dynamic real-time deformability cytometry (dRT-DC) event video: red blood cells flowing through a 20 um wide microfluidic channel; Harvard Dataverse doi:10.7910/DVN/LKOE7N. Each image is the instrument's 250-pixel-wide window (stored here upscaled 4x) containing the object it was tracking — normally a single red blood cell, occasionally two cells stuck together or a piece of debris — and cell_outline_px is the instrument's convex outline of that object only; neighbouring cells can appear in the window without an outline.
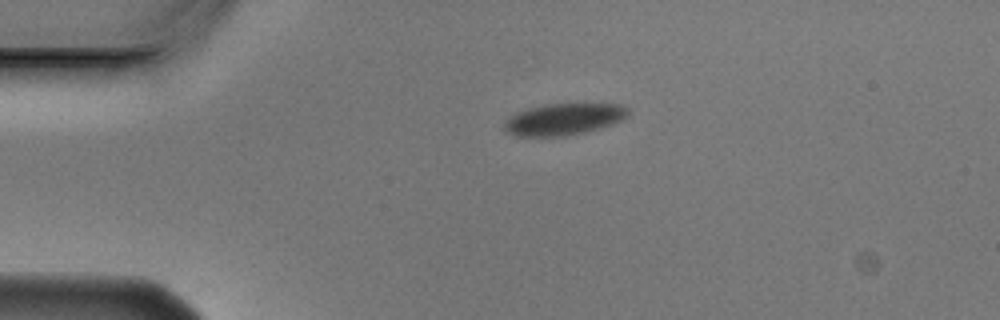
{"species": "Egyptian fruit bat (a non-hibernating species)", "species_latin": "Rousettus aegyptiacus", "temperature_condition": "cold", "stored_images_in_passage": 2, "camera_frame_rate_fps": 3000, "um_per_image_px": 0.085, "animal": {"sex": "male"}, "frame": {"image": 1, "passage_image": 1, "time_ms": 0.0, "image_size_px": [1000, 320], "cell_outline_px": [[628, 116], [612, 124], [600, 128], [584, 132], [564, 136], [516, 136], [508, 132], [504, 128], [504, 124], [516, 112], [528, 108], [548, 104], [620, 104], [628, 108]], "centroid_in_image_um": [47.93, 10.13], "position_along_channel_um": 37.1, "area_um2": 22.54}}